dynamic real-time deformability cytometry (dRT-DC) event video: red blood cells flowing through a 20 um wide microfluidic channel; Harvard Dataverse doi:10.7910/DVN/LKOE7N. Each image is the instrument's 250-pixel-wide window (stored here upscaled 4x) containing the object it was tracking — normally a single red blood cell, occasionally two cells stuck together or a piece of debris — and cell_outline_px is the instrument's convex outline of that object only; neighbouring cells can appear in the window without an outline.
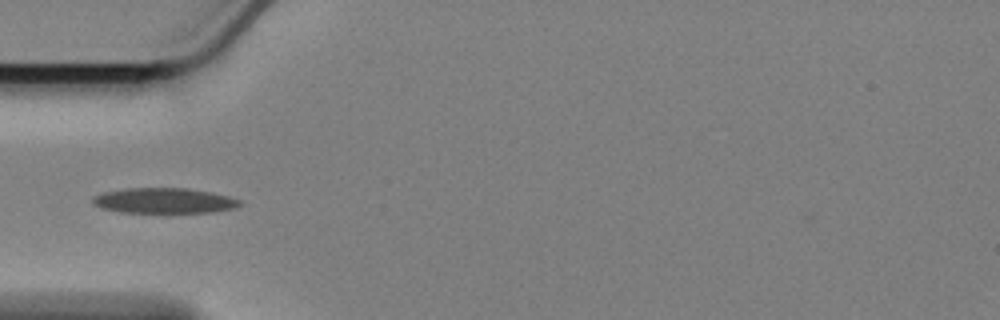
{"species": "Egyptian fruit bat (a non-hibernating species)", "species_latin": "Rousettus aegyptiacus", "temperature_condition": "cold", "stored_images_in_passage": 41, "camera_frame_rate_fps": 3000, "um_per_image_px": 0.085, "animal": {"sex": "female"}, "frame": {"image": 1, "passage_image": 1, "time_ms": 0.0, "image_size_px": [1000, 320], "cell_outline_px": [[240, 204], [232, 208], [212, 212], [168, 216], [160, 216], [120, 212], [100, 208], [92, 204], [92, 196], [104, 192], [124, 188], [188, 188], [228, 196], [240, 200]], "centroid_in_image_um": [13.87, 17.12], "position_along_channel_um": 71.1, "area_um2": 23.0}}
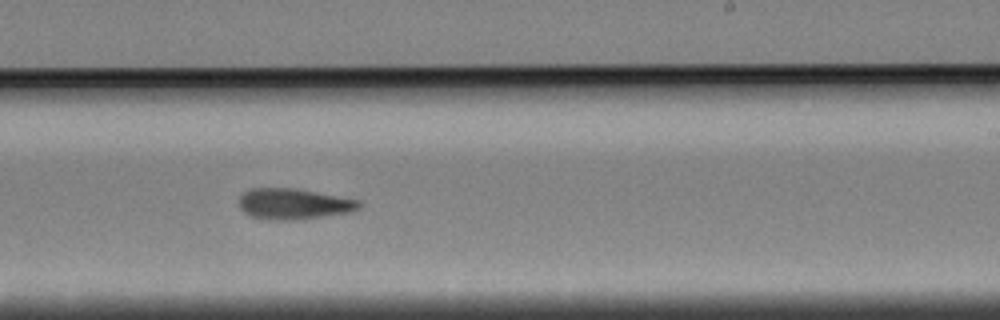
{"frame": {"image": 2, "passage_image": 18, "time_ms": 5.667, "image_size_px": [1000, 320], "cell_outline_px": [[364, 204], [360, 208], [352, 212], [300, 220], [264, 220], [252, 216], [244, 212], [240, 208], [240, 196], [244, 192], [252, 188], [292, 188], [360, 200]], "centroid_in_image_um": [25.0, 17.35], "position_along_channel_um": 264.0, "area_um2": 21.73}}
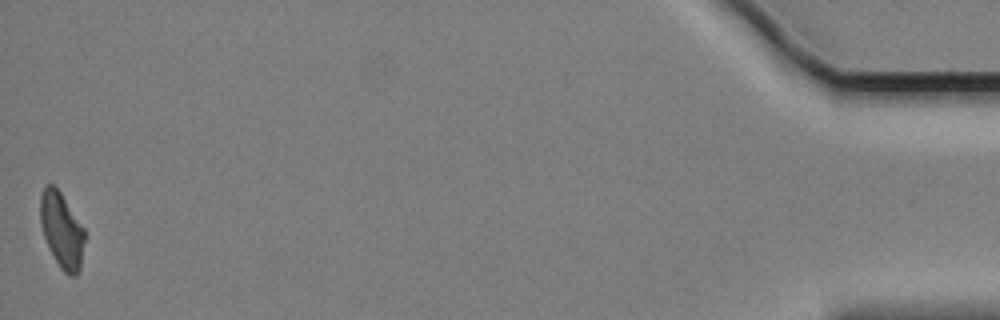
{"frame": {"image": 3, "passage_image": 41, "time_ms": 13.333, "image_size_px": [1000, 320], "cell_outline_px": [[84, 240], [80, 272], [76, 276], [68, 276], [60, 268], [48, 248], [40, 224], [40, 192], [48, 184], [52, 184], [60, 192], [84, 228]], "centroid_in_image_um": [5.23, 19.6], "position_along_channel_um": 430.0, "area_um2": 19.54}}